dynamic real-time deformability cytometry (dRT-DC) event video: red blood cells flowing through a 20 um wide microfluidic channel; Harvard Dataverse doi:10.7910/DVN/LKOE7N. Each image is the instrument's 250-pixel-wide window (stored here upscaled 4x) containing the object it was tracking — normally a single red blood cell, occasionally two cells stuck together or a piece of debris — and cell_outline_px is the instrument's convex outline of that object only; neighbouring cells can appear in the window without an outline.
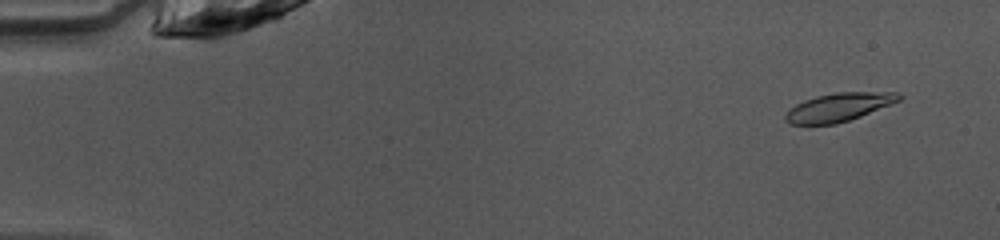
{"species": "common noctule bat (a hibernating species)", "species_latin": "Nyctalus noctula", "temperature_condition": "warm", "stored_images_in_passage": 49, "camera_frame_rate_fps": 3000, "um_per_image_px": 0.085, "animal": {"sex": "female", "body_mass_g": 10.0, "forearm_length_mm": 53.1}, "frame": {"image": 1, "passage_image": 4, "time_ms": 1.0, "image_size_px": [1000, 240], "cell_outline_px": [[904, 96], [900, 100], [892, 104], [860, 116], [836, 124], [788, 124], [784, 120], [784, 116], [796, 104], [804, 100], [816, 96], [836, 92], [900, 92]], "centroid_in_image_um": [71.33, 9.1], "position_along_channel_um": 13.7, "area_um2": 18.73}}
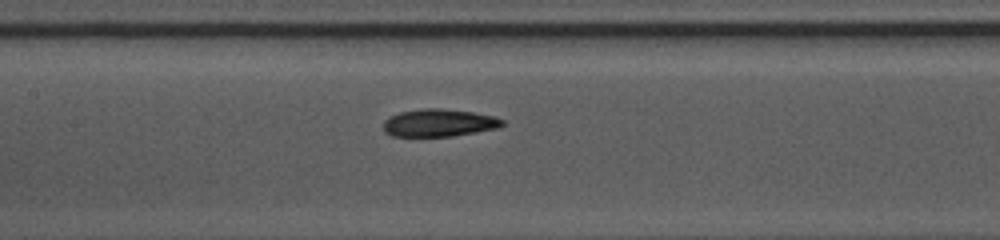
{"frame": {"image": 2, "passage_image": 24, "time_ms": 7.667, "image_size_px": [1000, 240], "cell_outline_px": [[504, 124], [500, 128], [452, 136], [392, 136], [384, 132], [384, 120], [388, 116], [400, 112], [424, 108], [440, 108], [472, 112], [492, 116], [504, 120]], "centroid_in_image_um": [37.3, 10.44], "position_along_channel_um": 170.1, "area_um2": 19.13}}
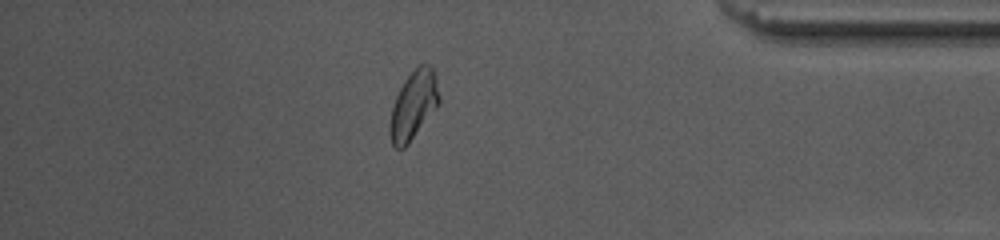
{"frame": {"image": 3, "passage_image": 43, "time_ms": 14.0, "image_size_px": [1000, 240], "cell_outline_px": [[440, 104], [408, 144], [404, 148], [396, 148], [392, 144], [388, 132], [388, 128], [392, 108], [396, 96], [404, 80], [420, 64], [432, 64], [440, 96]], "centroid_in_image_um": [35.15, 8.95], "position_along_channel_um": 400.0, "area_um2": 19.71}, "authors_computed_cell_mechanics": {"area_um2": 19.5364, "velocity_mm_per_s": 4.0782, "shape_relaxation_time_tau1_ms": 3.2886, "shape_relaxation_time_tau2_ms": 2.5234, "deformation_change_tau1": 0.1478, "deformation_change_tau2": 0.08}}